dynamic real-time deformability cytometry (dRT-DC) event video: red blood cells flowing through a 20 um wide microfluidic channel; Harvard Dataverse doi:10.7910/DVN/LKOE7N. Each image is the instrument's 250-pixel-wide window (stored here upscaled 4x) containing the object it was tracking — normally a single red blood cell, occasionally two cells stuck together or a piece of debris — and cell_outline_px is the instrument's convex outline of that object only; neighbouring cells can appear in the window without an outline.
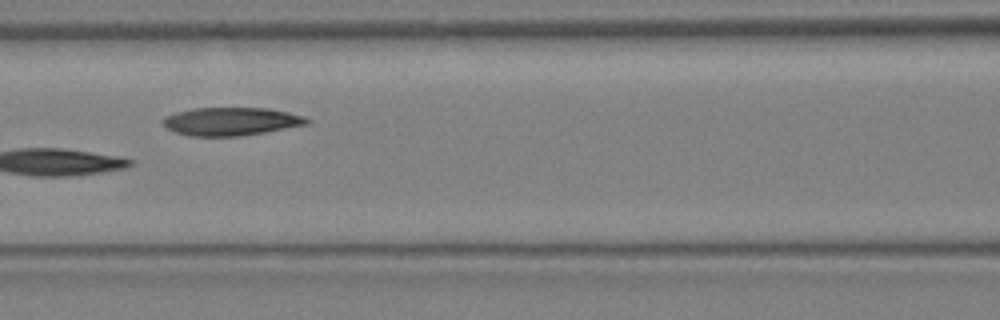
{"species": "Egyptian fruit bat (a non-hibernating species)", "species_latin": "Rousettus aegyptiacus", "temperature_condition": "warm", "stored_images_in_passage": 29, "camera_frame_rate_fps": 3000, "um_per_image_px": 0.085, "animal": {"sex": "female"}, "frame": {"image": 1, "passage_image": 13, "time_ms": 4.0, "image_size_px": [1000, 320], "cell_outline_px": [[312, 120], [308, 124], [264, 132], [240, 136], [192, 136], [176, 132], [168, 128], [164, 124], [164, 116], [176, 112], [192, 108], [268, 108], [288, 112], [304, 116]], "centroid_in_image_um": [19.67, 10.31], "position_along_channel_um": 146.9, "area_um2": 23.47}}